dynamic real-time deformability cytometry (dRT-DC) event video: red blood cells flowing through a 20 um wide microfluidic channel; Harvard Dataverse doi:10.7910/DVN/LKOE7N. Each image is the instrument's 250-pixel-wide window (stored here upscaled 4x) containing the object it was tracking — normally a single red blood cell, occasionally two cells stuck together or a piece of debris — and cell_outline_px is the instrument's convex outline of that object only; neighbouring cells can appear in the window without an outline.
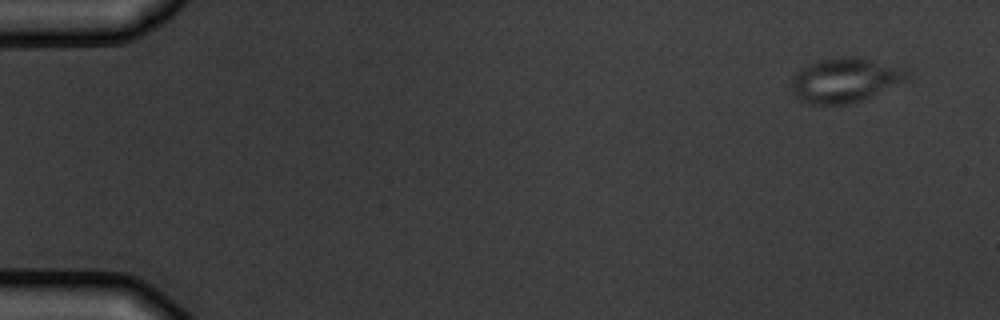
{"species": "common noctule bat (a hibernating species)", "species_latin": "Nyctalus noctula", "temperature_condition": "warm", "stored_images_in_passage": 5, "camera_frame_rate_fps": 3000, "um_per_image_px": 0.085, "animal": {"sex": "male", "body_mass_g": 19.5, "forearm_length_mm": 54.6}, "frame": {"image": 1, "passage_image": 1, "time_ms": 0.0, "image_size_px": [1000, 320], "cell_outline_px": [[912, 72], [908, 80], [860, 100], [848, 104], [804, 104], [792, 92], [792, 76], [800, 68], [808, 64], [820, 60], [844, 56], [856, 56], [912, 68]], "centroid_in_image_um": [71.88, 6.78], "position_along_channel_um": 13.1, "area_um2": 30.46}}